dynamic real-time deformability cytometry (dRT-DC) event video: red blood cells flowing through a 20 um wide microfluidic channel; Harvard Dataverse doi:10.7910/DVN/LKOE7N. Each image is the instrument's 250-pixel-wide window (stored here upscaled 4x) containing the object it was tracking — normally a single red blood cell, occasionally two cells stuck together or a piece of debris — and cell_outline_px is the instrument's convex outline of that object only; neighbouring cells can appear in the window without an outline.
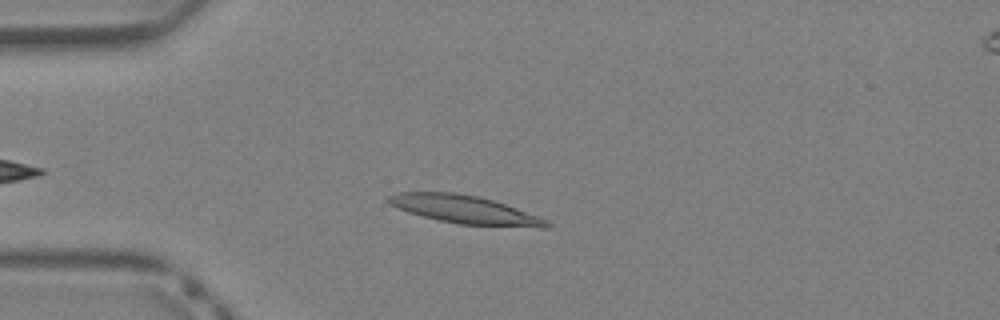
{"species": "Egyptian fruit bat (a non-hibernating species)", "species_latin": "Rousettus aegyptiacus", "temperature_condition": "warm", "stored_images_in_passage": 35, "camera_frame_rate_fps": 3000, "um_per_image_px": 0.085, "animal": {"sex": "female"}, "frame": {"image": 1, "passage_image": 7, "time_ms": 2.0, "image_size_px": [1000, 320], "cell_outline_px": [[552, 228], [540, 228], [460, 224], [440, 220], [408, 212], [396, 208], [388, 204], [384, 200], [384, 196], [396, 192], [456, 192], [480, 196], [540, 216], [548, 220], [552, 224]], "centroid_in_image_um": [39.5, 17.81], "position_along_channel_um": 45.5, "area_um2": 26.36}}
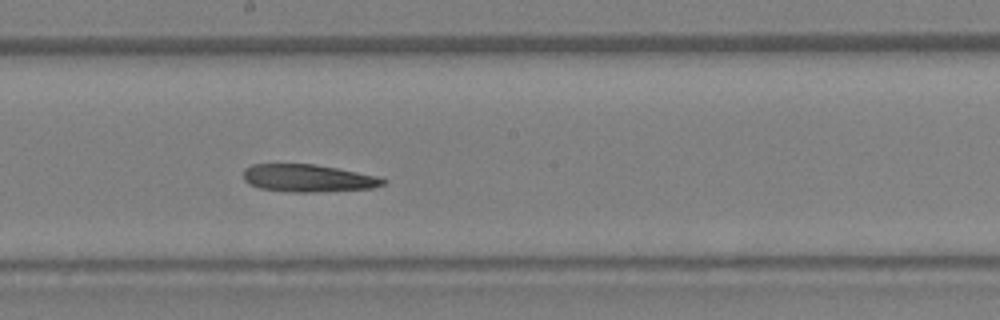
{"frame": {"image": 2, "passage_image": 19, "time_ms": 6.0, "image_size_px": [1000, 320], "cell_outline_px": [[388, 180], [384, 184], [372, 188], [312, 192], [288, 192], [260, 188], [248, 184], [244, 180], [244, 168], [252, 164], [312, 164], [336, 168], [376, 176]], "centroid_in_image_um": [26.14, 15.15], "position_along_channel_um": 222.1, "area_um2": 22.25}}
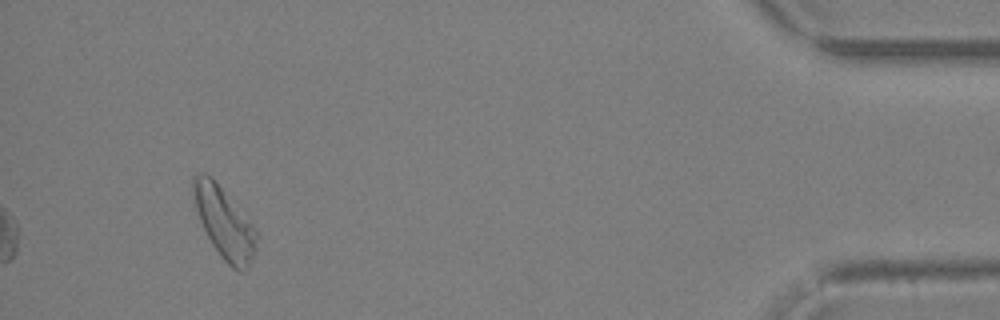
{"frame": {"image": 3, "passage_image": 35, "time_ms": 11.333, "image_size_px": [1000, 320], "cell_outline_px": [[256, 240], [252, 256], [248, 268], [244, 272], [236, 272], [220, 256], [212, 244], [200, 220], [196, 208], [192, 192], [192, 180], [196, 176], [204, 172], [212, 176], [252, 224], [256, 232]], "centroid_in_image_um": [19.04, 18.94], "position_along_channel_um": 416.2, "area_um2": 25.66}, "authors_computed_cell_mechanics": {"area_um2": 24.0448, "velocity_mm_per_s": 4.9408, "shape_relaxation_time_tau1_ms": null, "shape_relaxation_time_tau2_ms": 3.6253, "deformation_change_tau1": null, "deformation_change_tau2": 0.14}}